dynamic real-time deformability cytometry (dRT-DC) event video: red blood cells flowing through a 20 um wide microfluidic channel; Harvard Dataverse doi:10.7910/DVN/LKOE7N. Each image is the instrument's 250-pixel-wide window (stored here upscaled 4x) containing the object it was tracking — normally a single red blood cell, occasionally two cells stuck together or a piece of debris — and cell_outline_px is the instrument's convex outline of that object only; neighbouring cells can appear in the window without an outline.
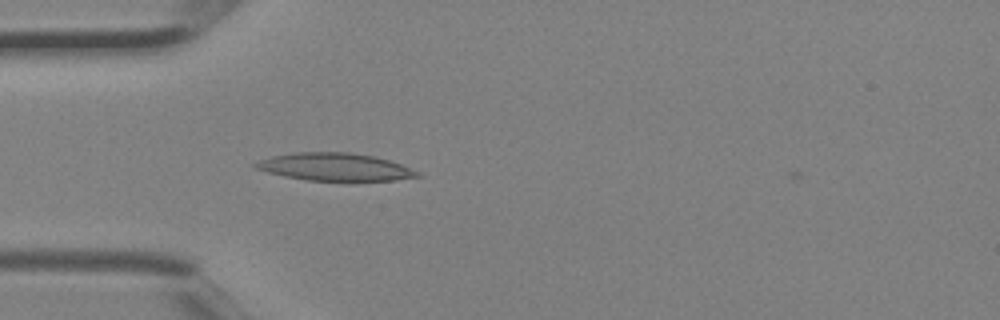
{"species": "Egyptian fruit bat (a non-hibernating species)", "species_latin": "Rousettus aegyptiacus", "temperature_condition": "room temperature", "stored_images_in_passage": 3, "camera_frame_rate_fps": 3000, "um_per_image_px": 0.085, "animal": {"sex": "female"}, "frame": {"image": 1, "passage_image": 3, "time_ms": 0.667, "image_size_px": [1000, 320], "cell_outline_px": [[424, 176], [396, 180], [308, 180], [268, 172], [256, 168], [252, 164], [260, 160], [272, 156], [296, 152], [352, 152], [376, 156], [400, 164], [420, 172]], "centroid_in_image_um": [28.52, 14.17], "position_along_channel_um": 56.5, "area_um2": 25.84}}